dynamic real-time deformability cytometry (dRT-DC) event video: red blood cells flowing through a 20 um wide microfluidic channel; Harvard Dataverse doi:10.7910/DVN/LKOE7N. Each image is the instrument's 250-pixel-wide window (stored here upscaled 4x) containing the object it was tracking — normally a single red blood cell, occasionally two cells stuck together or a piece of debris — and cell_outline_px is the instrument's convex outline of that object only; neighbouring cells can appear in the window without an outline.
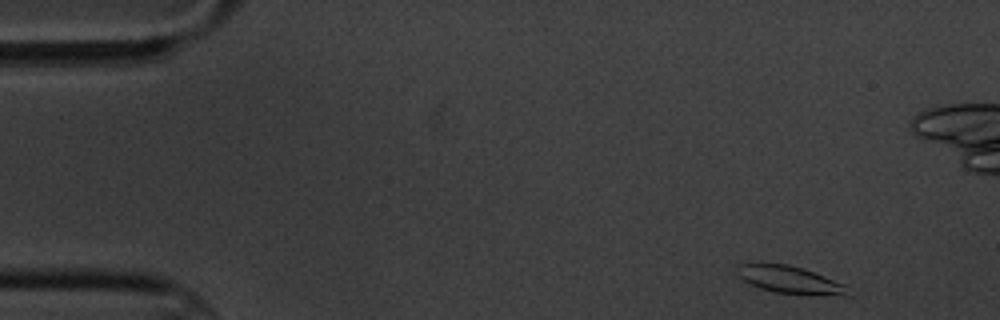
{"species": "common noctule bat (a hibernating species)", "species_latin": "Nyctalus noctula", "temperature_condition": "cold", "stored_images_in_passage": 5, "camera_frame_rate_fps": 3000, "um_per_image_px": 0.085, "animal": {"sex": "male", "body_mass_g": 20.1, "forearm_length_mm": 53.5}, "frame": {"image": 1, "passage_image": 1, "time_ms": 0.0, "image_size_px": [1000, 320], "cell_outline_px": [[848, 296], [808, 296], [776, 292], [760, 288], [744, 280], [736, 272], [736, 264], [788, 264], [804, 268], [844, 284]], "centroid_in_image_um": [67.17, 23.8], "position_along_channel_um": 17.8, "area_um2": 17.74}}